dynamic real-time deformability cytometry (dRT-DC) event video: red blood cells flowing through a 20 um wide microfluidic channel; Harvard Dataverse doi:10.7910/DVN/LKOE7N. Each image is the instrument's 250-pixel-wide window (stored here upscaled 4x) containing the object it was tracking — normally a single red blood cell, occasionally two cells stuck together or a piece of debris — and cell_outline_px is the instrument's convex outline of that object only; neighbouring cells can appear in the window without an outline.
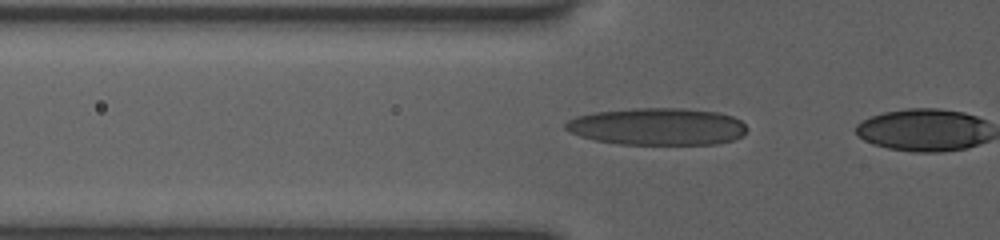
{"species": "human", "species_latin": "Homo sapiens", "temperature_condition": "room temperature", "stored_images_in_passage": 17, "camera_frame_rate_fps": 3000, "um_per_image_px": 0.085, "donor": {"sex": "female"}, "frame": {"image": 1, "passage_image": 16, "time_ms": 5.0, "image_size_px": [1000, 240], "cell_outline_px": [[748, 128], [740, 136], [732, 140], [716, 144], [620, 144], [596, 140], [580, 136], [568, 132], [564, 128], [564, 124], [568, 120], [576, 116], [596, 112], [632, 108], [684, 108], [716, 112], [732, 116], [740, 120]], "centroid_in_image_um": [55.85, 10.75], "position_along_channel_um": 70.0, "area_um2": 39.25}}